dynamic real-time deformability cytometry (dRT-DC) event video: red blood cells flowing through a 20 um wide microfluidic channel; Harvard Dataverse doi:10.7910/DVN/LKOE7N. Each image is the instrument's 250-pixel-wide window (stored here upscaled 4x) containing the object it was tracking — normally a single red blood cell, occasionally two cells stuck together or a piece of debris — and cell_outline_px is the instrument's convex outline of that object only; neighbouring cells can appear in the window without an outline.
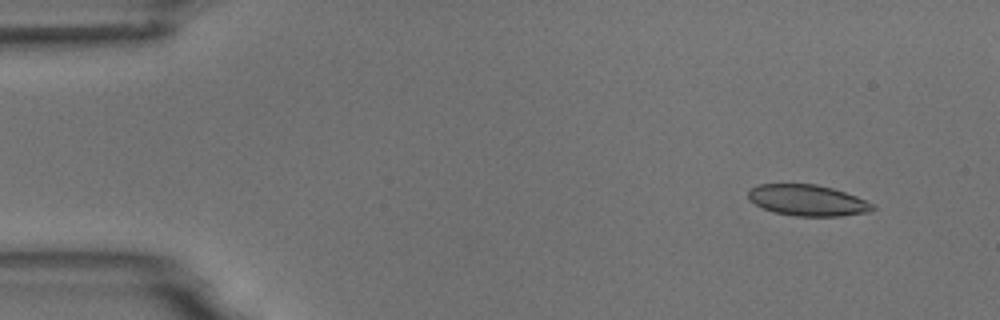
{"species": "common noctule bat (a hibernating species)", "species_latin": "Nyctalus noctula", "temperature_condition": "room temperature", "stored_images_in_passage": 50, "camera_frame_rate_fps": 3000, "um_per_image_px": 0.085, "animal": {"sex": "male", "body_mass_g": 18.8}, "frame": {"image": 1, "passage_image": 1, "time_ms": 0.0, "image_size_px": [1000, 320], "cell_outline_px": [[876, 208], [868, 212], [840, 216], [796, 216], [776, 212], [764, 208], [748, 200], [748, 192], [752, 188], [760, 184], [816, 184], [832, 188], [856, 196], [876, 204]], "centroid_in_image_um": [68.68, 17.03], "position_along_channel_um": 16.3, "area_um2": 22.43}}
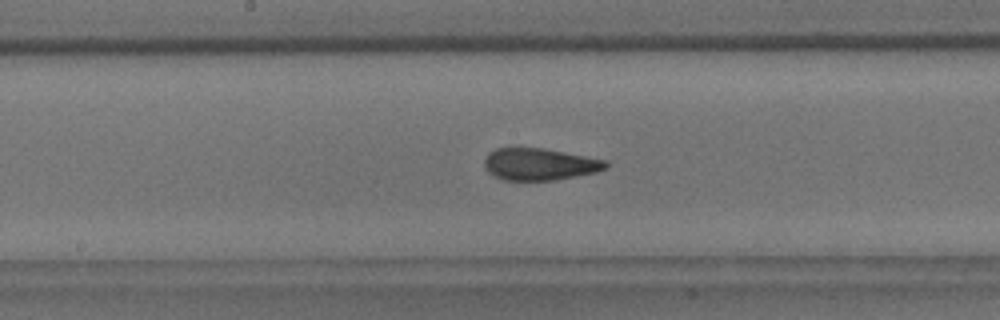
{"frame": {"image": 2, "passage_image": 24, "time_ms": 7.667, "image_size_px": [1000, 320], "cell_outline_px": [[608, 168], [596, 172], [556, 180], [504, 180], [488, 172], [484, 168], [484, 160], [488, 152], [496, 148], [544, 148], [608, 160]], "centroid_in_image_um": [45.88, 13.95], "position_along_channel_um": 202.3, "area_um2": 22.77}}
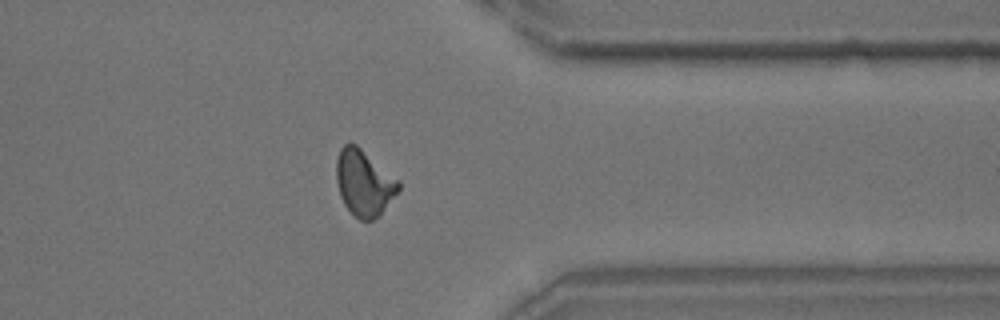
{"frame": {"image": 3, "passage_image": 39, "time_ms": 12.667, "image_size_px": [1000, 320], "cell_outline_px": [[400, 188], [380, 216], [372, 220], [360, 220], [344, 204], [340, 196], [336, 180], [336, 160], [340, 148], [344, 144], [356, 144], [400, 180]], "centroid_in_image_um": [30.95, 15.54], "position_along_channel_um": 380.5, "area_um2": 23.93}, "authors_computed_cell_mechanics": {"area_um2": 23.1489, "velocity_mm_per_s": 3.7232, "shape_relaxation_time_tau1_ms": 5.0989, "shape_relaxation_time_tau2_ms": 1.5371, "deformation_change_tau1": 0.1432, "deformation_change_tau2": 0.0777}}